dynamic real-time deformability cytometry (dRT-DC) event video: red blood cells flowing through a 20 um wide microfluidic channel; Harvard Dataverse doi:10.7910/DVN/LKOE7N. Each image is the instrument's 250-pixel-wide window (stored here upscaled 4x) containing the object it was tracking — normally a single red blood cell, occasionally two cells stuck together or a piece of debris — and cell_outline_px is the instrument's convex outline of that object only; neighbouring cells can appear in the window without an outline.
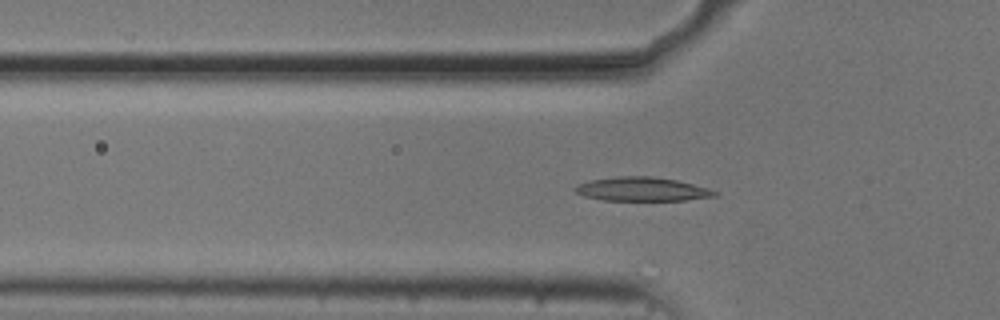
{"species": "common noctule bat (a hibernating species)", "species_latin": "Nyctalus noctula", "temperature_condition": "cold", "stored_images_in_passage": 53, "camera_frame_rate_fps": 3000, "um_per_image_px": 0.085, "animal": {"sex": "male", "body_mass_g": 20.5, "forearm_length_mm": 52.5}, "frame": {"image": 1, "passage_image": 17, "time_ms": 5.333, "image_size_px": [1000, 320], "cell_outline_px": [[720, 192], [716, 196], [684, 200], [604, 200], [584, 196], [576, 192], [572, 188], [576, 184], [592, 180], [616, 176], [652, 176], [676, 180], [708, 188]], "centroid_in_image_um": [54.56, 16.07], "position_along_channel_um": 71.2, "area_um2": 19.36}}
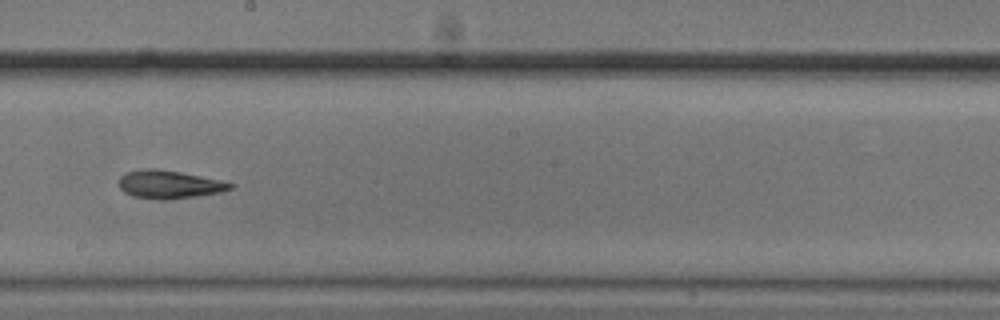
{"frame": {"image": 2, "passage_image": 30, "time_ms": 9.667, "image_size_px": [1000, 320], "cell_outline_px": [[236, 184], [232, 188], [220, 192], [196, 196], [168, 200], [160, 200], [132, 196], [124, 192], [120, 188], [120, 176], [128, 172], [144, 168], [156, 168], [180, 172], [200, 176]], "centroid_in_image_um": [14.36, 15.68], "position_along_channel_um": 233.8, "area_um2": 18.15}}
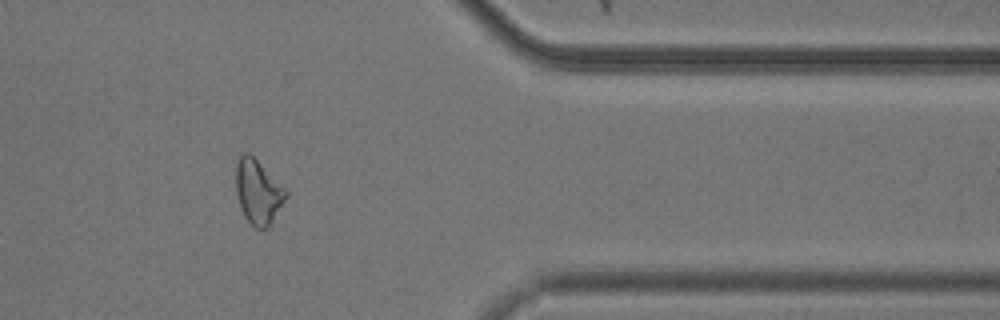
{"frame": {"image": 3, "passage_image": 44, "time_ms": 14.333, "image_size_px": [1000, 320], "cell_outline_px": [[288, 196], [272, 220], [264, 228], [256, 228], [244, 216], [240, 208], [236, 192], [236, 164], [240, 152], [248, 152], [288, 192]], "centroid_in_image_um": [21.9, 16.28], "position_along_channel_um": 389.5, "area_um2": 18.26}}